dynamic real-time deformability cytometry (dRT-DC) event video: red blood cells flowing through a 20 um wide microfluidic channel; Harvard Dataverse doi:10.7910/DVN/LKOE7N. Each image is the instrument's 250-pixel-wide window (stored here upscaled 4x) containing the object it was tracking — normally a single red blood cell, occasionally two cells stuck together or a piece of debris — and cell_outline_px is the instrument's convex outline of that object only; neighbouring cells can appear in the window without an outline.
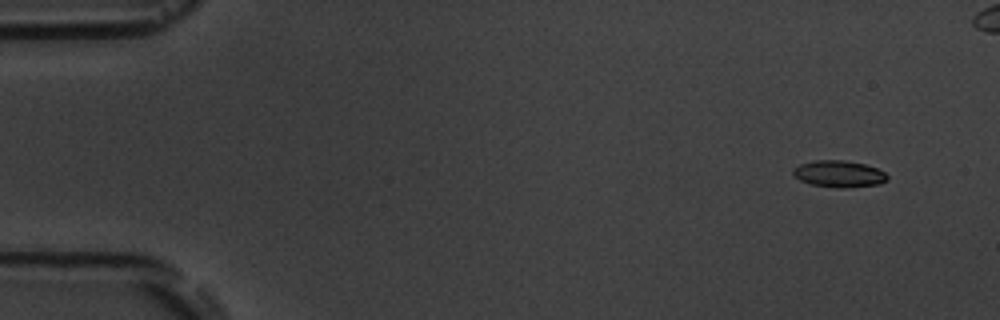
{"species": "common noctule bat (a hibernating species)", "species_latin": "Nyctalus noctula", "temperature_condition": "room temperature", "stored_images_in_passage": 5, "camera_frame_rate_fps": 3000, "um_per_image_px": 0.085, "animal": {"sex": "male", "body_mass_g": 19.5, "forearm_length_mm": 54.6}, "frame": {"image": 1, "passage_image": 2, "time_ms": 1.333, "image_size_px": [1000, 320], "cell_outline_px": [[888, 180], [880, 184], [840, 188], [812, 184], [800, 180], [792, 172], [792, 168], [800, 164], [816, 160], [844, 160], [864, 164], [876, 168], [884, 172], [888, 176]], "centroid_in_image_um": [71.32, 14.77], "position_along_channel_um": 13.7, "area_um2": 14.51}}